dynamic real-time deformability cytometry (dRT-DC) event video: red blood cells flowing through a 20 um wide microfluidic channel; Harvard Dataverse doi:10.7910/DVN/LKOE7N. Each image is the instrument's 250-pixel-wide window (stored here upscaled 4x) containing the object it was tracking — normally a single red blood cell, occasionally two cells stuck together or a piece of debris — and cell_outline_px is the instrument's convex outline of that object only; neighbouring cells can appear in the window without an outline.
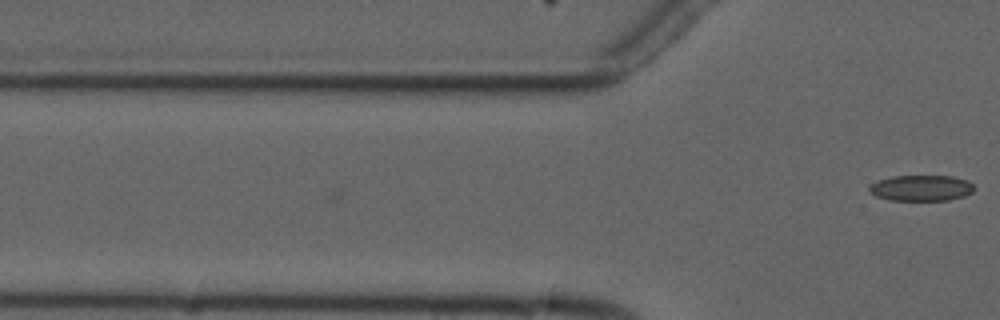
{"species": "common noctule bat (a hibernating species)", "species_latin": "Nyctalus noctula", "temperature_condition": "cold", "stored_images_in_passage": 6, "camera_frame_rate_fps": 3000, "um_per_image_px": 0.085, "animal": {"sex": "male", "forearm_length_mm": 52.5}, "frame": {"image": 1, "passage_image": 6, "time_ms": 6.0, "image_size_px": [1000, 320], "cell_outline_px": [[976, 188], [972, 192], [964, 196], [948, 200], [888, 200], [876, 196], [868, 192], [868, 188], [872, 184], [880, 180], [892, 176], [952, 176], [968, 180]], "centroid_in_image_um": [78.32, 15.98], "position_along_channel_um": 47.5, "area_um2": 15.84}}